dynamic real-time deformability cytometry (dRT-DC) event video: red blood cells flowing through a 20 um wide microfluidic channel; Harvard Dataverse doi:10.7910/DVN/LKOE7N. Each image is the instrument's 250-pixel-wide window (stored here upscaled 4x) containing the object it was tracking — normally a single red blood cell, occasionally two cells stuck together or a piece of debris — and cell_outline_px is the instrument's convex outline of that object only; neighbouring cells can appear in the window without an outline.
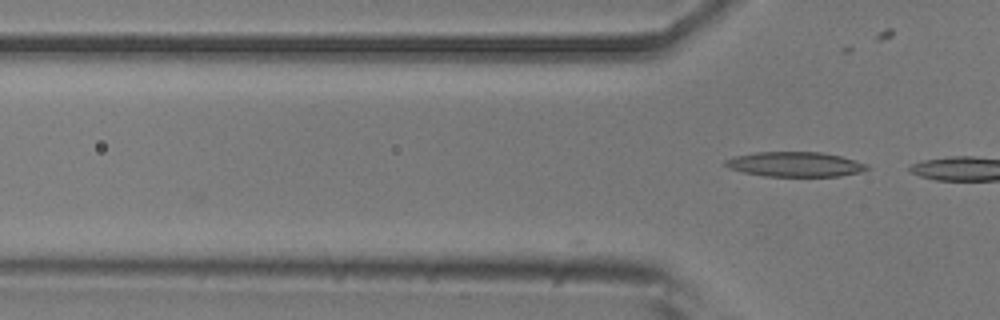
{"species": "common noctule bat (a hibernating species)", "species_latin": "Nyctalus noctula", "temperature_condition": "room temperature", "stored_images_in_passage": 2, "camera_frame_rate_fps": 3000, "um_per_image_px": 0.085, "animal": {"sex": "male", "body_mass_g": 20.5, "forearm_length_mm": 52.5}, "frame": {"image": 1, "passage_image": 2, "time_ms": 0.333, "image_size_px": [1000, 320], "cell_outline_px": [[868, 168], [860, 172], [840, 176], [764, 176], [744, 172], [728, 168], [724, 164], [724, 160], [736, 156], [756, 152], [820, 152], [840, 156], [856, 160], [868, 164]], "centroid_in_image_um": [67.58, 13.96], "position_along_channel_um": 58.2, "area_um2": 20.4}}